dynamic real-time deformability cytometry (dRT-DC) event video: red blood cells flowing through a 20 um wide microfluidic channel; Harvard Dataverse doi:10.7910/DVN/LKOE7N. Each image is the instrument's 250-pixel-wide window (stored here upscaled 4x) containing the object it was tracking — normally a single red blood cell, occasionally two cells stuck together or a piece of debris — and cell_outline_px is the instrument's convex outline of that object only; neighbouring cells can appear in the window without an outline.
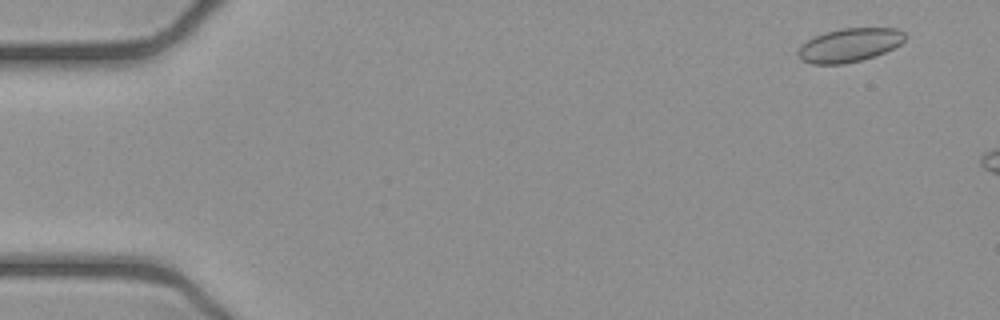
{"species": "common noctule bat (a hibernating species)", "species_latin": "Nyctalus noctula", "temperature_condition": "cold", "stored_images_in_passage": 9, "camera_frame_rate_fps": 3000, "um_per_image_px": 0.085, "animal": {"sex": "female", "body_mass_g": 21.9}, "frame": {"image": 1, "passage_image": 4, "time_ms": 1.0, "image_size_px": [1000, 320], "cell_outline_px": [[908, 36], [900, 44], [884, 52], [860, 60], [844, 64], [812, 64], [800, 60], [796, 52], [808, 40], [824, 32], [840, 28], [896, 28], [908, 32]], "centroid_in_image_um": [72.23, 3.82], "position_along_channel_um": 12.8, "area_um2": 20.98}}